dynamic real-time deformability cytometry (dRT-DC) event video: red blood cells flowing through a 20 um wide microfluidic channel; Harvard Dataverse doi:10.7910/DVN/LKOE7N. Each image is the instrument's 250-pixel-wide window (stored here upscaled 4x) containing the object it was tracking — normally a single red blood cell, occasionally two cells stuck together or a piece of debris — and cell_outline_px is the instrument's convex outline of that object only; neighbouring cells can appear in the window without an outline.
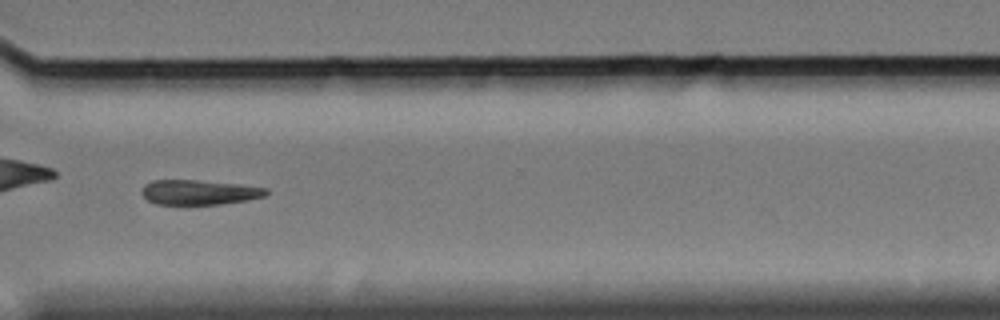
{"species": "Egyptian fruit bat (a non-hibernating species)", "species_latin": "Rousettus aegyptiacus", "temperature_condition": "cold", "stored_images_in_passage": 55, "camera_frame_rate_fps": 3000, "um_per_image_px": 0.085, "animal": {"sex": "female"}, "frame": {"image": 1, "passage_image": 39, "time_ms": 12.667, "image_size_px": [1000, 320], "cell_outline_px": [[268, 192], [264, 196], [248, 200], [220, 204], [156, 204], [148, 200], [140, 192], [144, 184], [152, 180], [196, 180], [236, 184], [268, 188]], "centroid_in_image_um": [16.9, 16.34], "position_along_channel_um": 353.7, "area_um2": 17.92}}
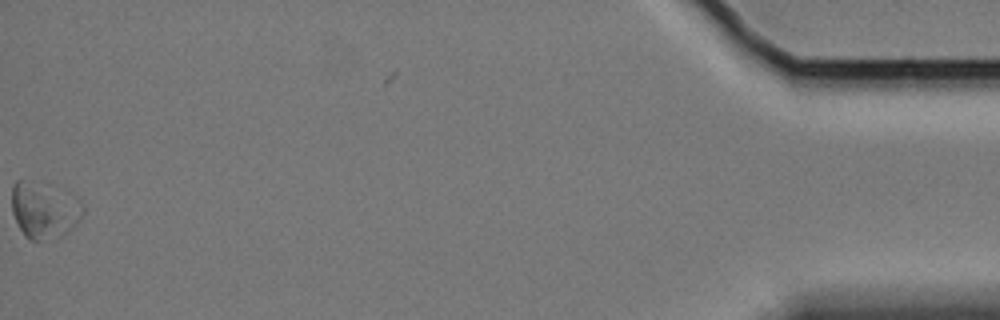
{"frame": {"image": 2, "passage_image": 54, "time_ms": 17.667, "image_size_px": [1000, 320], "cell_outline_px": [[84, 212], [80, 220], [72, 228], [60, 236], [36, 240], [28, 240], [24, 236], [12, 212], [12, 188], [16, 180], [32, 180], [80, 200], [84, 204]], "centroid_in_image_um": [3.74, 17.87], "position_along_channel_um": 431.5, "area_um2": 22.89}, "authors_computed_cell_mechanics": {"area_um2": 19.2474, "velocity_mm_per_s": 3.3677, "shape_relaxation_time_tau1_ms": 4.247, "shape_relaxation_time_tau2_ms": null, "deformation_change_tau1": 0.0764, "deformation_change_tau2": null}}